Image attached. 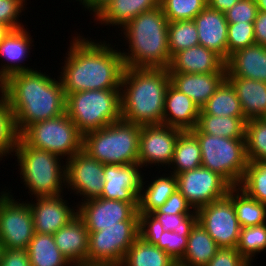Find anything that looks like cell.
<instances>
[{
    "label": "cell",
    "mask_w": 266,
    "mask_h": 266,
    "mask_svg": "<svg viewBox=\"0 0 266 266\" xmlns=\"http://www.w3.org/2000/svg\"><path fill=\"white\" fill-rule=\"evenodd\" d=\"M168 45L171 57L181 50L199 45L198 32L194 20L169 22Z\"/></svg>",
    "instance_id": "obj_40"
},
{
    "label": "cell",
    "mask_w": 266,
    "mask_h": 266,
    "mask_svg": "<svg viewBox=\"0 0 266 266\" xmlns=\"http://www.w3.org/2000/svg\"><path fill=\"white\" fill-rule=\"evenodd\" d=\"M199 112L193 100L170 83L165 94L162 124L183 131L192 130L197 125Z\"/></svg>",
    "instance_id": "obj_25"
},
{
    "label": "cell",
    "mask_w": 266,
    "mask_h": 266,
    "mask_svg": "<svg viewBox=\"0 0 266 266\" xmlns=\"http://www.w3.org/2000/svg\"><path fill=\"white\" fill-rule=\"evenodd\" d=\"M53 237L60 252L73 266L87 264L89 232L78 215L53 234Z\"/></svg>",
    "instance_id": "obj_23"
},
{
    "label": "cell",
    "mask_w": 266,
    "mask_h": 266,
    "mask_svg": "<svg viewBox=\"0 0 266 266\" xmlns=\"http://www.w3.org/2000/svg\"><path fill=\"white\" fill-rule=\"evenodd\" d=\"M4 244L2 243V241L0 240V262L2 260V256H3V252H4Z\"/></svg>",
    "instance_id": "obj_55"
},
{
    "label": "cell",
    "mask_w": 266,
    "mask_h": 266,
    "mask_svg": "<svg viewBox=\"0 0 266 266\" xmlns=\"http://www.w3.org/2000/svg\"><path fill=\"white\" fill-rule=\"evenodd\" d=\"M160 6V0H111L94 18L101 26H114L118 33L127 23L142 12ZM111 25V26H110ZM117 30V31H116Z\"/></svg>",
    "instance_id": "obj_27"
},
{
    "label": "cell",
    "mask_w": 266,
    "mask_h": 266,
    "mask_svg": "<svg viewBox=\"0 0 266 266\" xmlns=\"http://www.w3.org/2000/svg\"><path fill=\"white\" fill-rule=\"evenodd\" d=\"M258 11L266 12V0H255Z\"/></svg>",
    "instance_id": "obj_54"
},
{
    "label": "cell",
    "mask_w": 266,
    "mask_h": 266,
    "mask_svg": "<svg viewBox=\"0 0 266 266\" xmlns=\"http://www.w3.org/2000/svg\"><path fill=\"white\" fill-rule=\"evenodd\" d=\"M198 139L202 166L221 175L232 187L239 186L248 166L245 138H224L190 130Z\"/></svg>",
    "instance_id": "obj_8"
},
{
    "label": "cell",
    "mask_w": 266,
    "mask_h": 266,
    "mask_svg": "<svg viewBox=\"0 0 266 266\" xmlns=\"http://www.w3.org/2000/svg\"><path fill=\"white\" fill-rule=\"evenodd\" d=\"M160 6L169 22L194 20L207 6V0H160Z\"/></svg>",
    "instance_id": "obj_43"
},
{
    "label": "cell",
    "mask_w": 266,
    "mask_h": 266,
    "mask_svg": "<svg viewBox=\"0 0 266 266\" xmlns=\"http://www.w3.org/2000/svg\"><path fill=\"white\" fill-rule=\"evenodd\" d=\"M21 184L28 189L30 199L39 196L65 194L66 161L48 151L29 146L21 137L14 151Z\"/></svg>",
    "instance_id": "obj_5"
},
{
    "label": "cell",
    "mask_w": 266,
    "mask_h": 266,
    "mask_svg": "<svg viewBox=\"0 0 266 266\" xmlns=\"http://www.w3.org/2000/svg\"><path fill=\"white\" fill-rule=\"evenodd\" d=\"M169 73L227 72L225 61L214 51L196 45L174 54L168 67Z\"/></svg>",
    "instance_id": "obj_21"
},
{
    "label": "cell",
    "mask_w": 266,
    "mask_h": 266,
    "mask_svg": "<svg viewBox=\"0 0 266 266\" xmlns=\"http://www.w3.org/2000/svg\"><path fill=\"white\" fill-rule=\"evenodd\" d=\"M138 208L139 203L99 197L77 203V215L88 232H97L104 227L122 226V221H141Z\"/></svg>",
    "instance_id": "obj_14"
},
{
    "label": "cell",
    "mask_w": 266,
    "mask_h": 266,
    "mask_svg": "<svg viewBox=\"0 0 266 266\" xmlns=\"http://www.w3.org/2000/svg\"><path fill=\"white\" fill-rule=\"evenodd\" d=\"M168 68L125 67L121 78V119L140 126L163 122Z\"/></svg>",
    "instance_id": "obj_4"
},
{
    "label": "cell",
    "mask_w": 266,
    "mask_h": 266,
    "mask_svg": "<svg viewBox=\"0 0 266 266\" xmlns=\"http://www.w3.org/2000/svg\"><path fill=\"white\" fill-rule=\"evenodd\" d=\"M139 163L104 165V186L100 198L139 203L144 171Z\"/></svg>",
    "instance_id": "obj_17"
},
{
    "label": "cell",
    "mask_w": 266,
    "mask_h": 266,
    "mask_svg": "<svg viewBox=\"0 0 266 266\" xmlns=\"http://www.w3.org/2000/svg\"><path fill=\"white\" fill-rule=\"evenodd\" d=\"M66 113L84 135L121 119L120 89L78 91L66 96Z\"/></svg>",
    "instance_id": "obj_7"
},
{
    "label": "cell",
    "mask_w": 266,
    "mask_h": 266,
    "mask_svg": "<svg viewBox=\"0 0 266 266\" xmlns=\"http://www.w3.org/2000/svg\"><path fill=\"white\" fill-rule=\"evenodd\" d=\"M199 45L214 51L225 62L228 60V22L225 13L206 6L195 18Z\"/></svg>",
    "instance_id": "obj_20"
},
{
    "label": "cell",
    "mask_w": 266,
    "mask_h": 266,
    "mask_svg": "<svg viewBox=\"0 0 266 266\" xmlns=\"http://www.w3.org/2000/svg\"><path fill=\"white\" fill-rule=\"evenodd\" d=\"M28 0H0V22L12 29L26 27L20 17L25 13Z\"/></svg>",
    "instance_id": "obj_45"
},
{
    "label": "cell",
    "mask_w": 266,
    "mask_h": 266,
    "mask_svg": "<svg viewBox=\"0 0 266 266\" xmlns=\"http://www.w3.org/2000/svg\"><path fill=\"white\" fill-rule=\"evenodd\" d=\"M141 221H122V226L89 232L87 264L120 266L128 249L140 236Z\"/></svg>",
    "instance_id": "obj_10"
},
{
    "label": "cell",
    "mask_w": 266,
    "mask_h": 266,
    "mask_svg": "<svg viewBox=\"0 0 266 266\" xmlns=\"http://www.w3.org/2000/svg\"><path fill=\"white\" fill-rule=\"evenodd\" d=\"M258 13L255 0H239L225 12L228 24L254 22Z\"/></svg>",
    "instance_id": "obj_46"
},
{
    "label": "cell",
    "mask_w": 266,
    "mask_h": 266,
    "mask_svg": "<svg viewBox=\"0 0 266 266\" xmlns=\"http://www.w3.org/2000/svg\"><path fill=\"white\" fill-rule=\"evenodd\" d=\"M234 88L246 120L266 118V83L240 77H226Z\"/></svg>",
    "instance_id": "obj_28"
},
{
    "label": "cell",
    "mask_w": 266,
    "mask_h": 266,
    "mask_svg": "<svg viewBox=\"0 0 266 266\" xmlns=\"http://www.w3.org/2000/svg\"><path fill=\"white\" fill-rule=\"evenodd\" d=\"M196 212L197 222L220 248L237 246L241 227L232 203V188L227 196L207 204Z\"/></svg>",
    "instance_id": "obj_13"
},
{
    "label": "cell",
    "mask_w": 266,
    "mask_h": 266,
    "mask_svg": "<svg viewBox=\"0 0 266 266\" xmlns=\"http://www.w3.org/2000/svg\"><path fill=\"white\" fill-rule=\"evenodd\" d=\"M9 189L0 191V240L4 248L27 249L35 233L31 208L28 199H16Z\"/></svg>",
    "instance_id": "obj_11"
},
{
    "label": "cell",
    "mask_w": 266,
    "mask_h": 266,
    "mask_svg": "<svg viewBox=\"0 0 266 266\" xmlns=\"http://www.w3.org/2000/svg\"><path fill=\"white\" fill-rule=\"evenodd\" d=\"M0 266H31L27 249L5 248Z\"/></svg>",
    "instance_id": "obj_49"
},
{
    "label": "cell",
    "mask_w": 266,
    "mask_h": 266,
    "mask_svg": "<svg viewBox=\"0 0 266 266\" xmlns=\"http://www.w3.org/2000/svg\"><path fill=\"white\" fill-rule=\"evenodd\" d=\"M232 203L241 228L266 223V204L249 197L238 186L232 187Z\"/></svg>",
    "instance_id": "obj_36"
},
{
    "label": "cell",
    "mask_w": 266,
    "mask_h": 266,
    "mask_svg": "<svg viewBox=\"0 0 266 266\" xmlns=\"http://www.w3.org/2000/svg\"><path fill=\"white\" fill-rule=\"evenodd\" d=\"M27 251L31 266H73L58 249L53 234L35 232Z\"/></svg>",
    "instance_id": "obj_31"
},
{
    "label": "cell",
    "mask_w": 266,
    "mask_h": 266,
    "mask_svg": "<svg viewBox=\"0 0 266 266\" xmlns=\"http://www.w3.org/2000/svg\"><path fill=\"white\" fill-rule=\"evenodd\" d=\"M199 114L245 117L232 85L225 80L200 109Z\"/></svg>",
    "instance_id": "obj_35"
},
{
    "label": "cell",
    "mask_w": 266,
    "mask_h": 266,
    "mask_svg": "<svg viewBox=\"0 0 266 266\" xmlns=\"http://www.w3.org/2000/svg\"><path fill=\"white\" fill-rule=\"evenodd\" d=\"M182 131L163 124L141 126L138 163L142 168L152 170L156 166L161 172L168 169L173 160L176 141Z\"/></svg>",
    "instance_id": "obj_15"
},
{
    "label": "cell",
    "mask_w": 266,
    "mask_h": 266,
    "mask_svg": "<svg viewBox=\"0 0 266 266\" xmlns=\"http://www.w3.org/2000/svg\"><path fill=\"white\" fill-rule=\"evenodd\" d=\"M84 11L90 12L94 18L111 0H78Z\"/></svg>",
    "instance_id": "obj_51"
},
{
    "label": "cell",
    "mask_w": 266,
    "mask_h": 266,
    "mask_svg": "<svg viewBox=\"0 0 266 266\" xmlns=\"http://www.w3.org/2000/svg\"><path fill=\"white\" fill-rule=\"evenodd\" d=\"M141 126L122 119L83 135L82 149L104 165L138 163Z\"/></svg>",
    "instance_id": "obj_6"
},
{
    "label": "cell",
    "mask_w": 266,
    "mask_h": 266,
    "mask_svg": "<svg viewBox=\"0 0 266 266\" xmlns=\"http://www.w3.org/2000/svg\"><path fill=\"white\" fill-rule=\"evenodd\" d=\"M189 235H179L174 231H162L154 228L145 219L140 222V237L147 243L164 250L176 262H179L187 248Z\"/></svg>",
    "instance_id": "obj_32"
},
{
    "label": "cell",
    "mask_w": 266,
    "mask_h": 266,
    "mask_svg": "<svg viewBox=\"0 0 266 266\" xmlns=\"http://www.w3.org/2000/svg\"><path fill=\"white\" fill-rule=\"evenodd\" d=\"M202 166V153L197 137L190 131H182L176 141L171 165L166 170L174 175Z\"/></svg>",
    "instance_id": "obj_30"
},
{
    "label": "cell",
    "mask_w": 266,
    "mask_h": 266,
    "mask_svg": "<svg viewBox=\"0 0 266 266\" xmlns=\"http://www.w3.org/2000/svg\"><path fill=\"white\" fill-rule=\"evenodd\" d=\"M65 195L39 196L34 197V201H32L33 199L28 201L35 232L55 234L77 215L76 203L69 205L68 200L64 199Z\"/></svg>",
    "instance_id": "obj_18"
},
{
    "label": "cell",
    "mask_w": 266,
    "mask_h": 266,
    "mask_svg": "<svg viewBox=\"0 0 266 266\" xmlns=\"http://www.w3.org/2000/svg\"><path fill=\"white\" fill-rule=\"evenodd\" d=\"M245 142L249 162L266 161V118L247 120Z\"/></svg>",
    "instance_id": "obj_38"
},
{
    "label": "cell",
    "mask_w": 266,
    "mask_h": 266,
    "mask_svg": "<svg viewBox=\"0 0 266 266\" xmlns=\"http://www.w3.org/2000/svg\"><path fill=\"white\" fill-rule=\"evenodd\" d=\"M160 171L157 172V175L153 174L150 181H148L149 177L146 181V178H144L146 173L144 172L138 208V213L142 219H145L149 214L162 206L177 189L176 175L166 170H163L165 173L162 172L161 174Z\"/></svg>",
    "instance_id": "obj_26"
},
{
    "label": "cell",
    "mask_w": 266,
    "mask_h": 266,
    "mask_svg": "<svg viewBox=\"0 0 266 266\" xmlns=\"http://www.w3.org/2000/svg\"><path fill=\"white\" fill-rule=\"evenodd\" d=\"M75 266H115V265H101V264H80Z\"/></svg>",
    "instance_id": "obj_56"
},
{
    "label": "cell",
    "mask_w": 266,
    "mask_h": 266,
    "mask_svg": "<svg viewBox=\"0 0 266 266\" xmlns=\"http://www.w3.org/2000/svg\"><path fill=\"white\" fill-rule=\"evenodd\" d=\"M177 190L194 211L228 195L232 186L219 174L206 167L177 174Z\"/></svg>",
    "instance_id": "obj_12"
},
{
    "label": "cell",
    "mask_w": 266,
    "mask_h": 266,
    "mask_svg": "<svg viewBox=\"0 0 266 266\" xmlns=\"http://www.w3.org/2000/svg\"><path fill=\"white\" fill-rule=\"evenodd\" d=\"M12 28L5 23L0 22V43L5 39V37L10 33Z\"/></svg>",
    "instance_id": "obj_53"
},
{
    "label": "cell",
    "mask_w": 266,
    "mask_h": 266,
    "mask_svg": "<svg viewBox=\"0 0 266 266\" xmlns=\"http://www.w3.org/2000/svg\"><path fill=\"white\" fill-rule=\"evenodd\" d=\"M66 188L70 194L80 196L81 203L99 198L104 186V164L97 161L83 149L66 160Z\"/></svg>",
    "instance_id": "obj_16"
},
{
    "label": "cell",
    "mask_w": 266,
    "mask_h": 266,
    "mask_svg": "<svg viewBox=\"0 0 266 266\" xmlns=\"http://www.w3.org/2000/svg\"><path fill=\"white\" fill-rule=\"evenodd\" d=\"M238 187L249 197L266 204V161L249 162Z\"/></svg>",
    "instance_id": "obj_41"
},
{
    "label": "cell",
    "mask_w": 266,
    "mask_h": 266,
    "mask_svg": "<svg viewBox=\"0 0 266 266\" xmlns=\"http://www.w3.org/2000/svg\"><path fill=\"white\" fill-rule=\"evenodd\" d=\"M239 0H207V6L213 10L225 13Z\"/></svg>",
    "instance_id": "obj_52"
},
{
    "label": "cell",
    "mask_w": 266,
    "mask_h": 266,
    "mask_svg": "<svg viewBox=\"0 0 266 266\" xmlns=\"http://www.w3.org/2000/svg\"><path fill=\"white\" fill-rule=\"evenodd\" d=\"M206 266H253L236 249V247L219 248Z\"/></svg>",
    "instance_id": "obj_47"
},
{
    "label": "cell",
    "mask_w": 266,
    "mask_h": 266,
    "mask_svg": "<svg viewBox=\"0 0 266 266\" xmlns=\"http://www.w3.org/2000/svg\"><path fill=\"white\" fill-rule=\"evenodd\" d=\"M168 24L162 7L158 6L132 19L118 30L119 34L112 33L118 39L117 44L121 42L128 47L120 48L125 67L168 68L172 58L168 45ZM115 34L123 36L124 40Z\"/></svg>",
    "instance_id": "obj_3"
},
{
    "label": "cell",
    "mask_w": 266,
    "mask_h": 266,
    "mask_svg": "<svg viewBox=\"0 0 266 266\" xmlns=\"http://www.w3.org/2000/svg\"><path fill=\"white\" fill-rule=\"evenodd\" d=\"M171 84L201 109L226 80L227 72L169 73Z\"/></svg>",
    "instance_id": "obj_22"
},
{
    "label": "cell",
    "mask_w": 266,
    "mask_h": 266,
    "mask_svg": "<svg viewBox=\"0 0 266 266\" xmlns=\"http://www.w3.org/2000/svg\"><path fill=\"white\" fill-rule=\"evenodd\" d=\"M19 138L14 113L6 97L0 93V161L13 157Z\"/></svg>",
    "instance_id": "obj_37"
},
{
    "label": "cell",
    "mask_w": 266,
    "mask_h": 266,
    "mask_svg": "<svg viewBox=\"0 0 266 266\" xmlns=\"http://www.w3.org/2000/svg\"><path fill=\"white\" fill-rule=\"evenodd\" d=\"M193 212L185 197L176 189L166 202L152 213L192 214Z\"/></svg>",
    "instance_id": "obj_48"
},
{
    "label": "cell",
    "mask_w": 266,
    "mask_h": 266,
    "mask_svg": "<svg viewBox=\"0 0 266 266\" xmlns=\"http://www.w3.org/2000/svg\"><path fill=\"white\" fill-rule=\"evenodd\" d=\"M29 28L12 29L0 43V91L1 83L10 75L18 72L32 71L36 68L25 65V60L31 55V47H35L33 35ZM29 55V56H28ZM0 61V62H1ZM4 62V63H3Z\"/></svg>",
    "instance_id": "obj_19"
},
{
    "label": "cell",
    "mask_w": 266,
    "mask_h": 266,
    "mask_svg": "<svg viewBox=\"0 0 266 266\" xmlns=\"http://www.w3.org/2000/svg\"><path fill=\"white\" fill-rule=\"evenodd\" d=\"M226 77H240L266 83V47L253 44L239 49L225 62Z\"/></svg>",
    "instance_id": "obj_24"
},
{
    "label": "cell",
    "mask_w": 266,
    "mask_h": 266,
    "mask_svg": "<svg viewBox=\"0 0 266 266\" xmlns=\"http://www.w3.org/2000/svg\"><path fill=\"white\" fill-rule=\"evenodd\" d=\"M75 35L69 40L70 45L61 63L64 65H60L61 72H58L61 73L58 76L65 96L78 91L120 89L125 68L118 47L121 44L116 45L106 38H85L77 31Z\"/></svg>",
    "instance_id": "obj_1"
},
{
    "label": "cell",
    "mask_w": 266,
    "mask_h": 266,
    "mask_svg": "<svg viewBox=\"0 0 266 266\" xmlns=\"http://www.w3.org/2000/svg\"><path fill=\"white\" fill-rule=\"evenodd\" d=\"M236 249L252 265L256 255L266 252V223L241 228Z\"/></svg>",
    "instance_id": "obj_39"
},
{
    "label": "cell",
    "mask_w": 266,
    "mask_h": 266,
    "mask_svg": "<svg viewBox=\"0 0 266 266\" xmlns=\"http://www.w3.org/2000/svg\"><path fill=\"white\" fill-rule=\"evenodd\" d=\"M176 262L164 250L147 243L138 237L128 249L120 266H177Z\"/></svg>",
    "instance_id": "obj_33"
},
{
    "label": "cell",
    "mask_w": 266,
    "mask_h": 266,
    "mask_svg": "<svg viewBox=\"0 0 266 266\" xmlns=\"http://www.w3.org/2000/svg\"><path fill=\"white\" fill-rule=\"evenodd\" d=\"M145 220L156 229L174 231L179 235H190L192 227L197 222V212L192 214L151 213Z\"/></svg>",
    "instance_id": "obj_42"
},
{
    "label": "cell",
    "mask_w": 266,
    "mask_h": 266,
    "mask_svg": "<svg viewBox=\"0 0 266 266\" xmlns=\"http://www.w3.org/2000/svg\"><path fill=\"white\" fill-rule=\"evenodd\" d=\"M255 44L254 22L228 24V59L235 51Z\"/></svg>",
    "instance_id": "obj_44"
},
{
    "label": "cell",
    "mask_w": 266,
    "mask_h": 266,
    "mask_svg": "<svg viewBox=\"0 0 266 266\" xmlns=\"http://www.w3.org/2000/svg\"><path fill=\"white\" fill-rule=\"evenodd\" d=\"M246 122V117L199 114L196 128L212 136L245 138Z\"/></svg>",
    "instance_id": "obj_34"
},
{
    "label": "cell",
    "mask_w": 266,
    "mask_h": 266,
    "mask_svg": "<svg viewBox=\"0 0 266 266\" xmlns=\"http://www.w3.org/2000/svg\"><path fill=\"white\" fill-rule=\"evenodd\" d=\"M219 248L201 224L196 222L190 231L187 248L178 266H206Z\"/></svg>",
    "instance_id": "obj_29"
},
{
    "label": "cell",
    "mask_w": 266,
    "mask_h": 266,
    "mask_svg": "<svg viewBox=\"0 0 266 266\" xmlns=\"http://www.w3.org/2000/svg\"><path fill=\"white\" fill-rule=\"evenodd\" d=\"M20 137L29 145L67 160L82 149L83 135L67 113L29 125Z\"/></svg>",
    "instance_id": "obj_9"
},
{
    "label": "cell",
    "mask_w": 266,
    "mask_h": 266,
    "mask_svg": "<svg viewBox=\"0 0 266 266\" xmlns=\"http://www.w3.org/2000/svg\"><path fill=\"white\" fill-rule=\"evenodd\" d=\"M43 70L18 72L1 83L21 134L29 125L66 113V96L58 75Z\"/></svg>",
    "instance_id": "obj_2"
},
{
    "label": "cell",
    "mask_w": 266,
    "mask_h": 266,
    "mask_svg": "<svg viewBox=\"0 0 266 266\" xmlns=\"http://www.w3.org/2000/svg\"><path fill=\"white\" fill-rule=\"evenodd\" d=\"M255 44L266 47V12L258 11L254 20Z\"/></svg>",
    "instance_id": "obj_50"
}]
</instances>
